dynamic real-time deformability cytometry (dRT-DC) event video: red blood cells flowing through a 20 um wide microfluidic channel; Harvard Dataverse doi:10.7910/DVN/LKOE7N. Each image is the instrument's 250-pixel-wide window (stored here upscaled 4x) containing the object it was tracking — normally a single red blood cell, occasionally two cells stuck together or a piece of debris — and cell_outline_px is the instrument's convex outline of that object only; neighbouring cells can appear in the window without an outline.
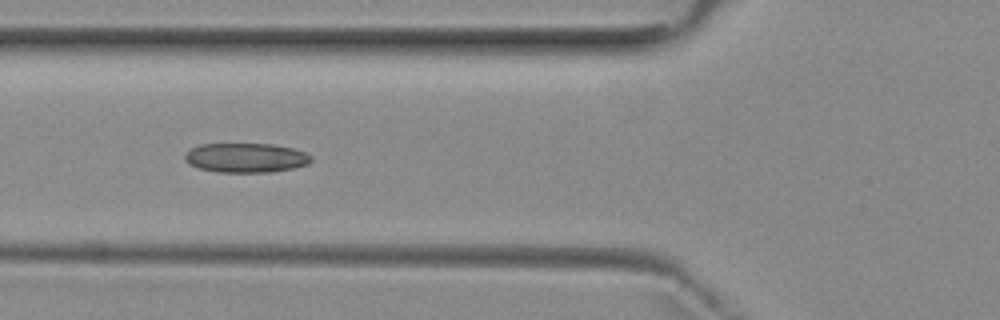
{"species": "common noctule bat (a hibernating species)", "species_latin": "Nyctalus noctula", "temperature_condition": "room temperature", "stored_images_in_passage": 6, "camera_frame_rate_fps": 3000, "um_per_image_px": 0.085, "animal": {"sex": "female", "body_mass_g": 29.2, "forearm_length_mm": 56.3}, "frame": {"image": 1, "passage_image": 4, "time_ms": 3.333, "image_size_px": [1000, 320], "cell_outline_px": [[312, 160], [308, 164], [292, 168], [272, 172], [220, 172], [196, 168], [188, 164], [184, 160], [184, 156], [192, 148], [200, 144], [272, 144], [292, 148], [304, 152], [312, 156]], "centroid_in_image_um": [20.88, 13.41], "position_along_channel_um": 104.9, "area_um2": 21.68}}
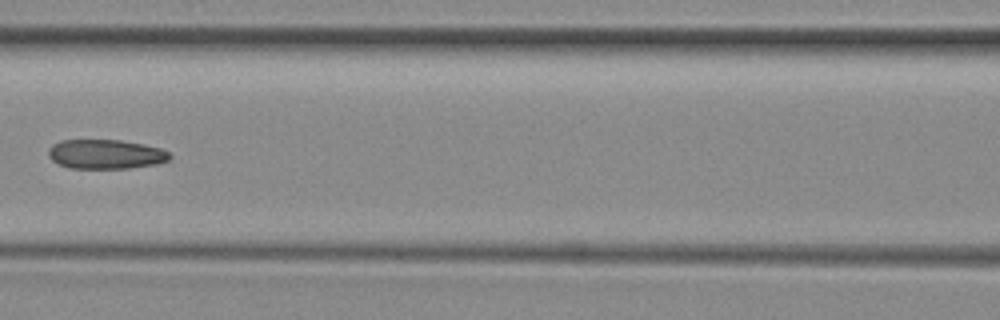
{"frame": {"image": 2, "passage_image": 5, "time_ms": 4.667, "image_size_px": [1000, 320], "cell_outline_px": [[172, 156], [168, 160], [156, 164], [128, 168], [68, 168], [52, 160], [48, 156], [48, 148], [52, 144], [60, 140], [120, 140], [144, 144], [160, 148], [168, 152]], "centroid_in_image_um": [8.96, 13.1], "position_along_channel_um": 157.6, "area_um2": 20.81}}
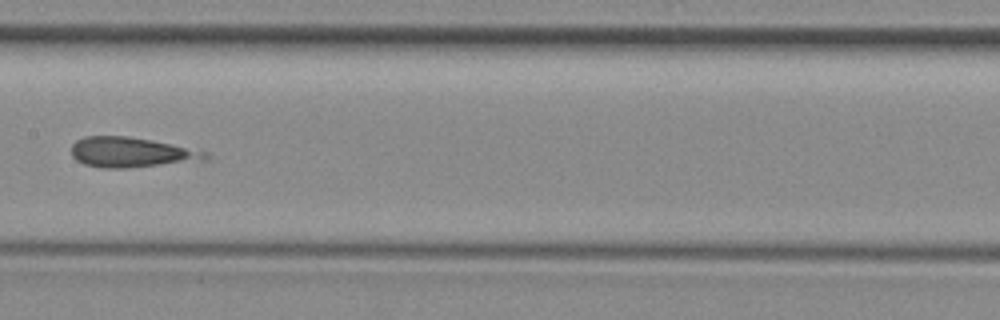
{"frame": {"image": 3, "passage_image": 6, "time_ms": 5.667, "image_size_px": [1000, 320], "cell_outline_px": [[212, 160], [128, 168], [100, 168], [84, 164], [76, 160], [72, 156], [72, 144], [76, 140], [84, 136], [128, 136], [208, 152], [212, 156]], "centroid_in_image_um": [11.18, 12.97], "position_along_channel_um": 196.2, "area_um2": 23.64}}